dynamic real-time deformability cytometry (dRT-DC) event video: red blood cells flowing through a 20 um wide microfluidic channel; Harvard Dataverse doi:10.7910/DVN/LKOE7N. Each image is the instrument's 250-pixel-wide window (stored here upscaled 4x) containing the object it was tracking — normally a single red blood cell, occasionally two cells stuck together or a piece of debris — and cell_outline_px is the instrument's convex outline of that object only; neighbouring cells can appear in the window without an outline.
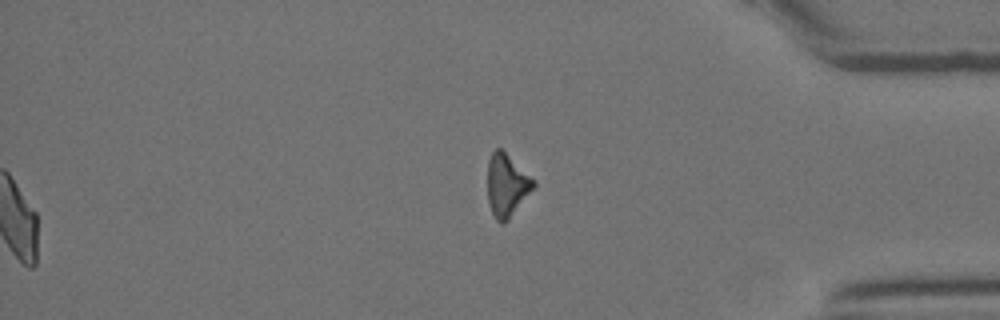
{"species": "Egyptian fruit bat (a non-hibernating species)", "species_latin": "Rousettus aegyptiacus", "temperature_condition": "room temperature", "stored_images_in_passage": 42, "segment_of_instrument_passage": [2, 2], "camera_frame_rate_fps": 3000, "um_per_image_px": 0.085, "animal": {"sex": "female"}, "frame": {"image": 1, "passage_image": 42, "time_ms": 13.667, "image_size_px": [1000, 320], "cell_outline_px": [[536, 184], [508, 220], [504, 224], [500, 224], [496, 220], [492, 212], [488, 200], [488, 160], [492, 152], [496, 148], [500, 148], [536, 180]], "centroid_in_image_um": [43.07, 15.75], "position_along_channel_um": 392.1, "area_um2": 16.59}}